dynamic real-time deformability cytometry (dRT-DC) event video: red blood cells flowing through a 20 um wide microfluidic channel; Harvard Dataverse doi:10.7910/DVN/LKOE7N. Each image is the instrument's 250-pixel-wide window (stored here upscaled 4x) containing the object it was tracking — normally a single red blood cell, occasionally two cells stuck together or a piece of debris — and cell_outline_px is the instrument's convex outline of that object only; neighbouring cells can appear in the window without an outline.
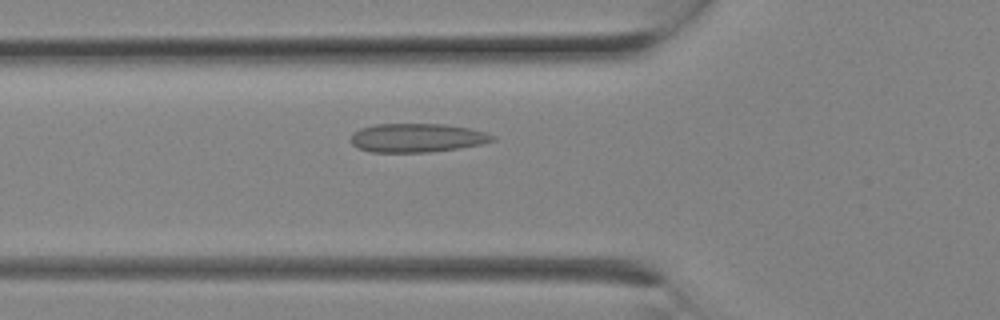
{"species": "Egyptian fruit bat (a non-hibernating species)", "species_latin": "Rousettus aegyptiacus", "temperature_condition": "room temperature", "stored_images_in_passage": 4, "camera_frame_rate_fps": 3000, "um_per_image_px": 0.085, "animal": {"sex": "female"}, "frame": {"image": 1, "passage_image": 3, "time_ms": 0.667, "image_size_px": [1000, 320], "cell_outline_px": [[496, 140], [480, 144], [456, 148], [428, 152], [372, 152], [356, 148], [352, 144], [352, 136], [360, 128], [376, 124], [444, 124], [468, 128], [484, 132], [496, 136]], "centroid_in_image_um": [35.44, 11.71], "position_along_channel_um": 90.4, "area_um2": 23.52}}